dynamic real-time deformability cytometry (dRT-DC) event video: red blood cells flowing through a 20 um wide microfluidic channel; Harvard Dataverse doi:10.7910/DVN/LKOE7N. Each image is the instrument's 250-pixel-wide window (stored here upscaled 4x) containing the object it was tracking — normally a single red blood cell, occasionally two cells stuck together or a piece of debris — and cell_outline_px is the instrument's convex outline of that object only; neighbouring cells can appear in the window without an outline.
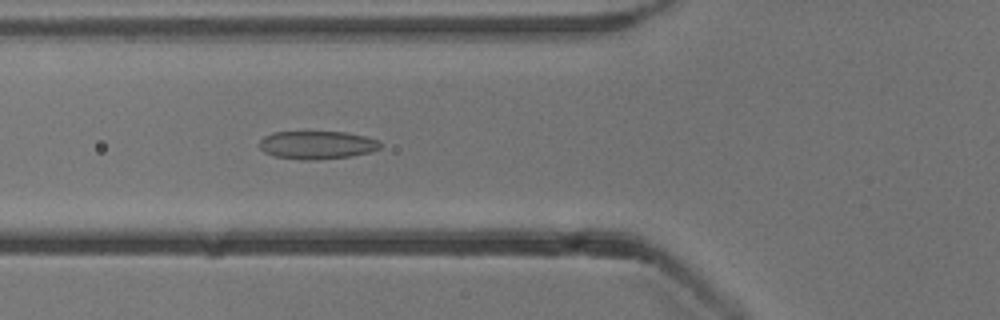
{"species": "common noctule bat (a hibernating species)", "species_latin": "Nyctalus noctula", "temperature_condition": "cold", "stored_images_in_passage": 46, "camera_frame_rate_fps": 3000, "um_per_image_px": 0.085, "animal": {"sex": "male", "body_mass_g": 13.3}, "frame": {"image": 1, "passage_image": 12, "time_ms": 3.667, "image_size_px": [1000, 320], "cell_outline_px": [[384, 144], [380, 148], [368, 152], [352, 156], [316, 160], [300, 160], [276, 156], [264, 152], [260, 148], [260, 140], [264, 136], [272, 132], [348, 132], [380, 140]], "centroid_in_image_um": [26.98, 12.32], "position_along_channel_um": 98.8, "area_um2": 19.94}}
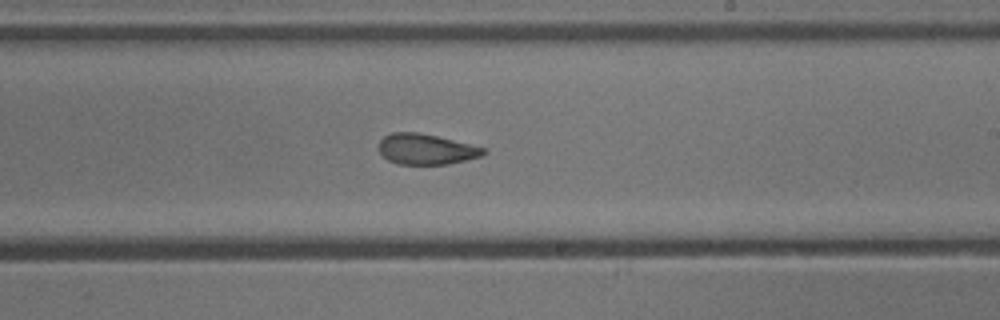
{"frame": {"image": 2, "passage_image": 24, "time_ms": 7.667, "image_size_px": [1000, 320], "cell_outline_px": [[488, 152], [480, 156], [448, 164], [400, 164], [388, 160], [380, 152], [380, 140], [384, 136], [392, 132], [416, 132], [436, 136], [488, 148]], "centroid_in_image_um": [36.25, 12.67], "position_along_channel_um": 252.8, "area_um2": 18.5}}
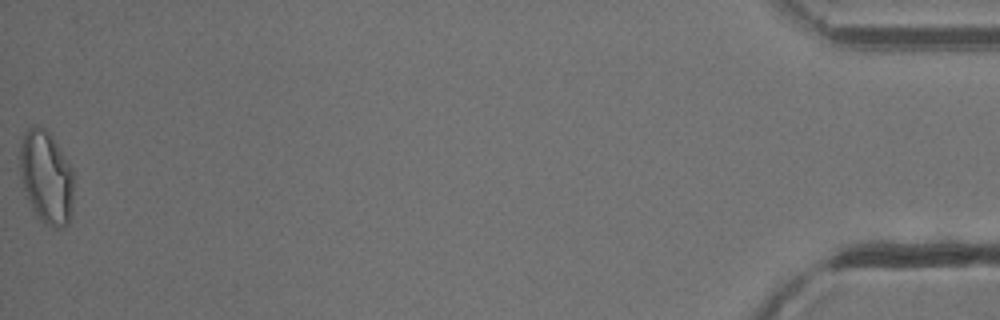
{"frame": {"image": 3, "passage_image": 46, "time_ms": 15.0, "image_size_px": [1000, 320], "cell_outline_px": [[72, 216], [68, 224], [60, 228], [56, 228], [48, 224], [36, 216], [24, 196], [20, 172], [20, 148], [24, 132], [32, 124], [44, 128], [52, 136], [72, 168]], "centroid_in_image_um": [3.91, 15.08], "position_along_channel_um": 431.3, "area_um2": 29.36}, "authors_computed_cell_mechanics": {"area_um2": 19.8832, "velocity_mm_per_s": 3.8311, "shape_relaxation_time_tau1_ms": 10.4195, "shape_relaxation_time_tau2_ms": 2.5354, "deformation_change_tau1": 0.2071, "deformation_change_tau2": 0.0835}}